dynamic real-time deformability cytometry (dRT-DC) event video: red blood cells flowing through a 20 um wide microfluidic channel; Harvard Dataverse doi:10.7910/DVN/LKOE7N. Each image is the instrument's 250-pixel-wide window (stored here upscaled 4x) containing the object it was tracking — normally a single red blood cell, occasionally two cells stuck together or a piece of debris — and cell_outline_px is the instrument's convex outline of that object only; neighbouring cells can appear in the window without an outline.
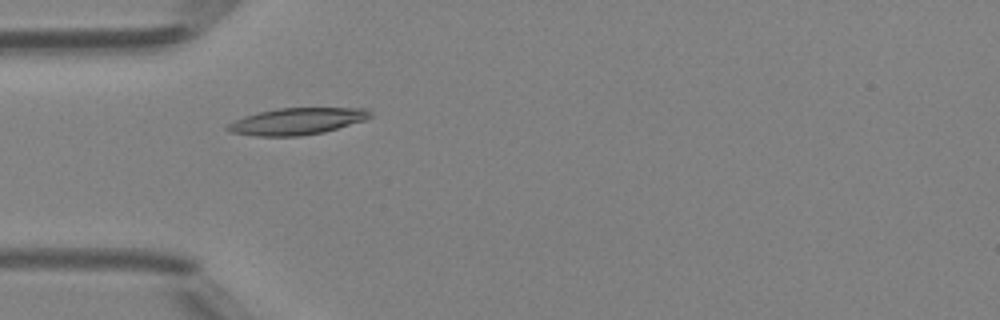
{"species": "Egyptian fruit bat (a non-hibernating species)", "species_latin": "Rousettus aegyptiacus", "temperature_condition": "room temperature", "stored_images_in_passage": 48, "camera_frame_rate_fps": 3000, "um_per_image_px": 0.085, "animal": {"sex": "female"}, "frame": {"image": 1, "passage_image": 14, "time_ms": 4.333, "image_size_px": [1000, 320], "cell_outline_px": [[372, 116], [364, 120], [324, 132], [300, 136], [256, 136], [228, 132], [224, 128], [228, 124], [244, 116], [256, 112], [276, 108], [364, 108], [372, 112]], "centroid_in_image_um": [25.2, 10.31], "position_along_channel_um": 59.8, "area_um2": 22.25}}
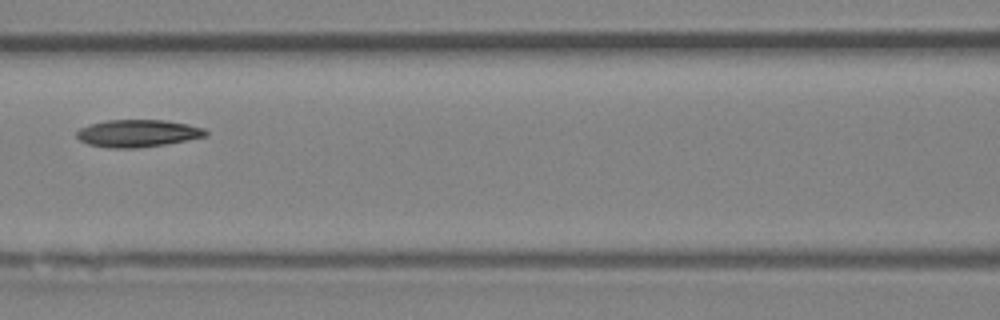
{"frame": {"image": 2, "passage_image": 21, "time_ms": 6.667, "image_size_px": [1000, 320], "cell_outline_px": [[208, 136], [164, 144], [136, 148], [108, 148], [88, 144], [80, 140], [76, 136], [76, 132], [80, 128], [88, 124], [108, 120], [164, 120], [188, 124], [204, 128], [208, 132]], "centroid_in_image_um": [11.69, 11.33], "position_along_channel_um": 154.9, "area_um2": 20.58}}
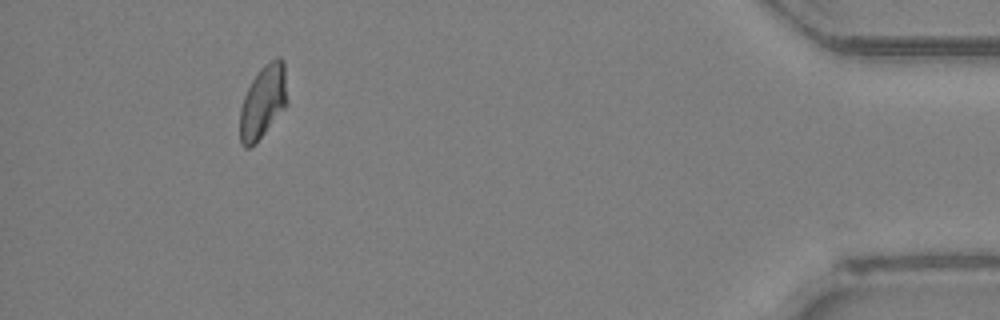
{"frame": {"image": 3, "passage_image": 44, "time_ms": 14.333, "image_size_px": [1000, 320], "cell_outline_px": [[288, 104], [256, 144], [248, 148], [244, 148], [240, 144], [240, 108], [244, 96], [252, 80], [260, 68], [264, 64], [276, 56], [280, 56], [284, 60], [288, 100]], "centroid_in_image_um": [22.38, 8.64], "position_along_channel_um": 412.8, "area_um2": 20.58}, "authors_computed_cell_mechanics": {"area_um2": 20.4612, "velocity_mm_per_s": 4.2053, "shape_relaxation_time_tau1_ms": null, "shape_relaxation_time_tau2_ms": 5.9925, "deformation_change_tau1": null, "deformation_change_tau2": 0.1031}}